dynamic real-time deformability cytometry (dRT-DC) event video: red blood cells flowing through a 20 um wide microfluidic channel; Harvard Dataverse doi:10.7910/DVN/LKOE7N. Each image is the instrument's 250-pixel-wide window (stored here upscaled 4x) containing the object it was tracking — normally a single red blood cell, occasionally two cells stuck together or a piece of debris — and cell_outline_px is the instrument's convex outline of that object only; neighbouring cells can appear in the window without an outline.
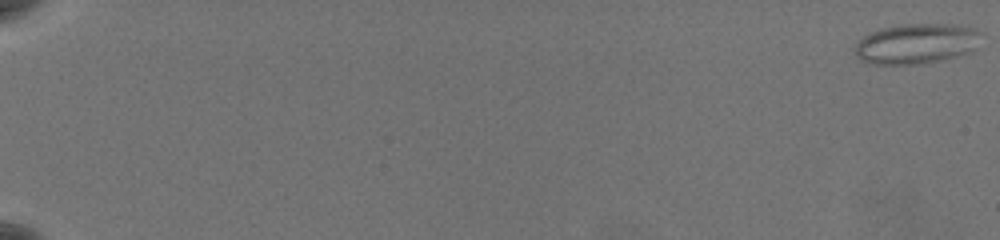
{"species": "common noctule bat (a hibernating species)", "species_latin": "Nyctalus noctula", "temperature_condition": "warm", "stored_images_in_passage": 62, "camera_frame_rate_fps": 3000, "um_per_image_px": 0.085, "animal": {"sex": "female", "body_mass_g": 19.5, "forearm_length_mm": 54.1}, "frame": {"image": 1, "passage_image": 1, "time_ms": 0.0, "image_size_px": [1000, 240], "cell_outline_px": [[980, 32], [972, 52], [956, 56], [920, 64], [872, 64], [860, 60], [856, 56], [856, 40], [868, 32], [880, 28], [904, 24], [952, 24], [976, 28]], "centroid_in_image_um": [77.83, 3.7], "position_along_channel_um": 7.2, "area_um2": 29.59}}
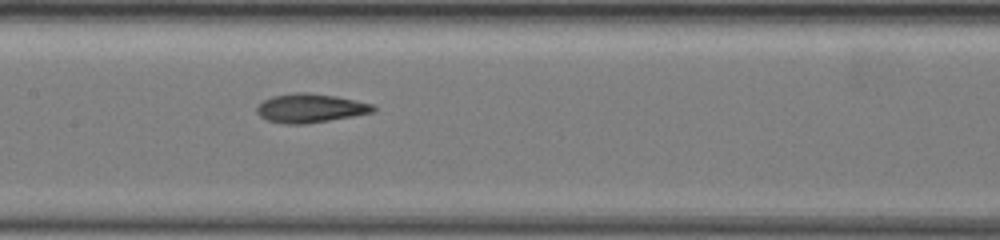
{"frame": {"image": 2, "passage_image": 35, "time_ms": 11.333, "image_size_px": [1000, 240], "cell_outline_px": [[376, 112], [304, 124], [288, 124], [268, 120], [260, 116], [256, 112], [256, 108], [264, 100], [272, 96], [296, 92], [308, 92], [336, 96], [356, 100], [372, 104], [376, 108]], "centroid_in_image_um": [26.39, 9.18], "position_along_channel_um": 181.0, "area_um2": 19.48}}
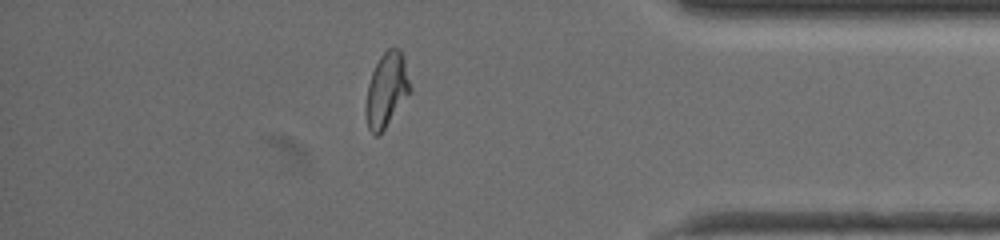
{"frame": {"image": 3, "passage_image": 55, "time_ms": 18.0, "image_size_px": [1000, 240], "cell_outline_px": [[412, 92], [384, 128], [376, 136], [372, 136], [368, 128], [364, 112], [364, 108], [368, 84], [372, 72], [380, 56], [388, 48], [400, 48], [404, 56], [412, 88]], "centroid_in_image_um": [32.86, 7.64], "position_along_channel_um": 402.3, "area_um2": 19.54}, "authors_computed_cell_mechanics": {"area_um2": 19.7965, "velocity_mm_per_s": 3.6374, "shape_relaxation_time_tau1_ms": null, "shape_relaxation_time_tau2_ms": 1.7847, "deformation_change_tau1": null, "deformation_change_tau2": 0.0885}}